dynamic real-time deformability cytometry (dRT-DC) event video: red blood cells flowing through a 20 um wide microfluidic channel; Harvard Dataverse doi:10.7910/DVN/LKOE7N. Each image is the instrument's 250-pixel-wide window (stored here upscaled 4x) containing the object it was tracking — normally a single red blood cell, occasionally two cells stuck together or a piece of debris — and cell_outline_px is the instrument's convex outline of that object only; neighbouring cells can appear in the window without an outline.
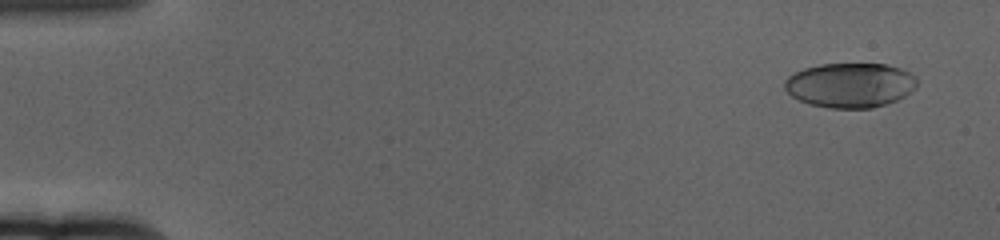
{"species": "human", "species_latin": "Homo sapiens", "temperature_condition": "cold", "stored_images_in_passage": 61, "camera_frame_rate_fps": 3000, "um_per_image_px": 0.085, "donor": {"sex": "female"}, "frame": {"image": 1, "passage_image": 4, "time_ms": 1.0, "image_size_px": [1000, 240], "cell_outline_px": [[916, 88], [904, 96], [896, 100], [872, 108], [828, 108], [808, 104], [792, 96], [784, 88], [784, 80], [788, 76], [804, 68], [820, 64], [884, 64], [900, 68], [916, 76]], "centroid_in_image_um": [72.24, 7.24], "position_along_channel_um": 12.8, "area_um2": 34.45}}
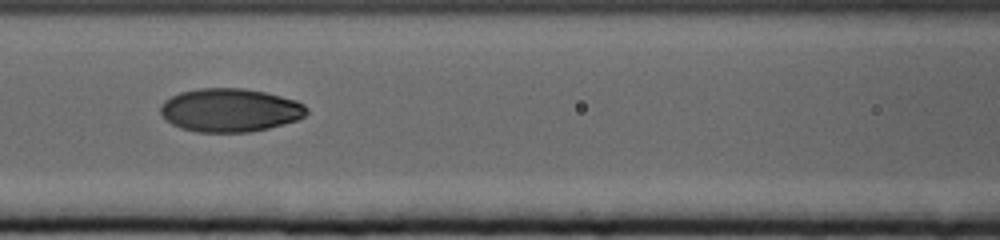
{"frame": {"image": 2, "passage_image": 28, "time_ms": 9.0, "image_size_px": [1000, 240], "cell_outline_px": [[308, 112], [304, 116], [296, 120], [268, 128], [248, 132], [196, 132], [180, 128], [172, 124], [160, 112], [160, 108], [164, 100], [180, 92], [196, 88], [244, 88], [264, 92], [296, 100], [304, 104], [308, 108]], "centroid_in_image_um": [19.54, 9.36], "position_along_channel_um": 147.1, "area_um2": 36.93}}
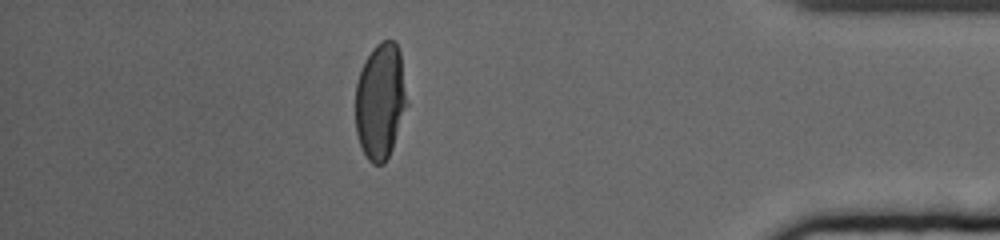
{"frame": {"image": 3, "passage_image": 54, "time_ms": 17.667, "image_size_px": [1000, 240], "cell_outline_px": [[408, 104], [392, 148], [384, 164], [372, 164], [368, 160], [360, 144], [356, 132], [356, 84], [360, 72], [372, 48], [380, 40], [396, 40], [400, 52]], "centroid_in_image_um": [32.34, 8.58], "position_along_channel_um": 402.9, "area_um2": 34.8}, "authors_computed_cell_mechanics": {"area_um2": 35.8938, "velocity_mm_per_s": 3.3778, "shape_relaxation_time_tau1_ms": 5.3103, "shape_relaxation_time_tau2_ms": 1.2045, "deformation_change_tau1": 0.2295, "deformation_change_tau2": 0.0305}}